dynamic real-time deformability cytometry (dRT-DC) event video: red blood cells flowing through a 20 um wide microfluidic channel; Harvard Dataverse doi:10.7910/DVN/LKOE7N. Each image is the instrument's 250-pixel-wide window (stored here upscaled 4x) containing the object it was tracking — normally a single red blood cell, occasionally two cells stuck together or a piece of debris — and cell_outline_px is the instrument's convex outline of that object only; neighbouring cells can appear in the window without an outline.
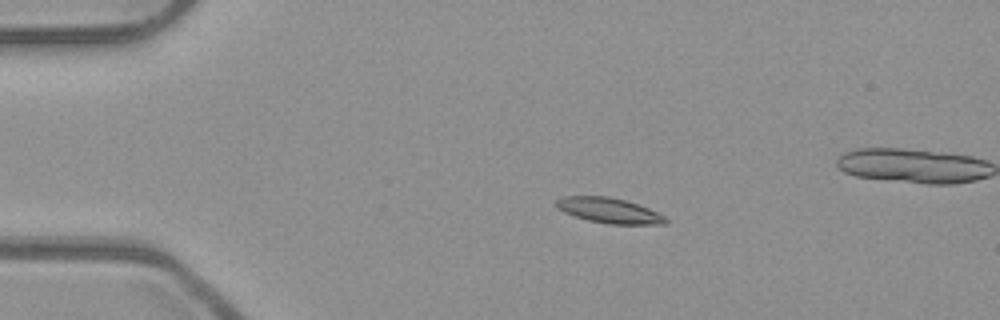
{"species": "common noctule bat (a hibernating species)", "species_latin": "Nyctalus noctula", "temperature_condition": "room temperature", "stored_images_in_passage": 13, "camera_frame_rate_fps": 3000, "um_per_image_px": 0.085, "animal": {"sex": "male", "body_mass_g": 23.1, "forearm_length_mm": 52.7}, "frame": {"image": 1, "passage_image": 3, "time_ms": 0.667, "image_size_px": [1000, 320], "cell_outline_px": [[668, 224], [608, 224], [588, 220], [564, 212], [556, 208], [556, 200], [564, 196], [608, 196], [624, 200], [648, 208], [664, 216], [668, 220]], "centroid_in_image_um": [51.76, 17.89], "position_along_channel_um": 33.2, "area_um2": 15.95}}
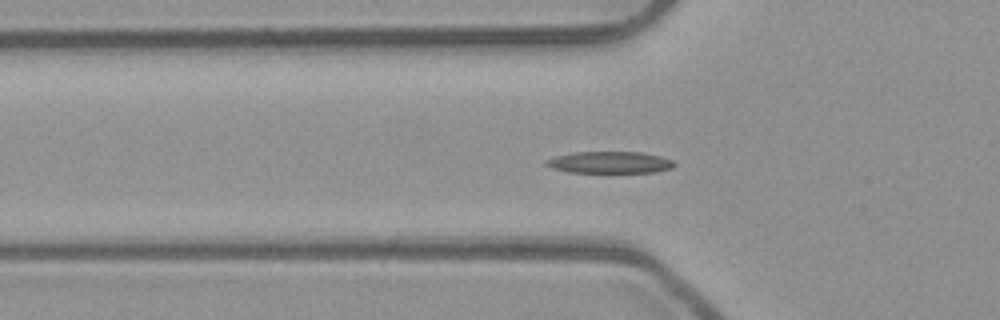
{"frame": {"image": 2, "passage_image": 10, "time_ms": 3.0, "image_size_px": [1000, 320], "cell_outline_px": [[676, 164], [672, 168], [652, 172], [568, 172], [552, 168], [544, 164], [544, 160], [556, 156], [576, 152], [640, 152], [660, 156], [672, 160]], "centroid_in_image_um": [51.8, 13.8], "position_along_channel_um": 74.0, "area_um2": 16.13}}